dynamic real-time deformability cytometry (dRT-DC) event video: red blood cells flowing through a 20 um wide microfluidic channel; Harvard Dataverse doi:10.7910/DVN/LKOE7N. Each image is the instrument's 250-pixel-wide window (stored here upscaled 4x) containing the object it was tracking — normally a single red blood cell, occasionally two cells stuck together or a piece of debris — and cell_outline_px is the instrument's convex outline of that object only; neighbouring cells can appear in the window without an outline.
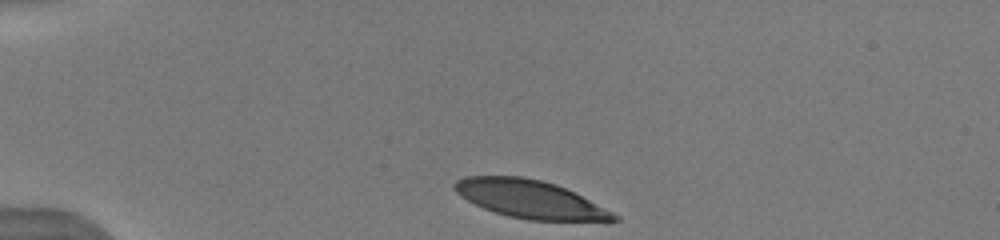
{"species": "human", "species_latin": "Homo sapiens", "temperature_condition": "warm", "stored_images_in_passage": 62, "camera_frame_rate_fps": 3000, "um_per_image_px": 0.085, "donor": {"sex": "male"}, "frame": {"image": 1, "passage_image": 1, "time_ms": 0.0, "image_size_px": [1000, 240], "cell_outline_px": [[620, 220], [528, 220], [508, 216], [484, 208], [460, 196], [452, 188], [452, 184], [456, 180], [464, 176], [524, 176], [556, 184], [576, 192], [620, 216]], "centroid_in_image_um": [45.03, 16.91], "position_along_channel_um": 40.0, "area_um2": 35.14}}
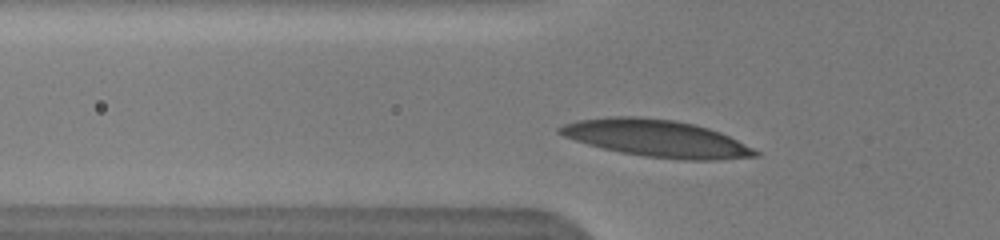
{"frame": {"image": 2, "passage_image": 9, "time_ms": 2.0, "image_size_px": [1000, 240], "cell_outline_px": [[760, 156], [716, 160], [684, 160], [644, 156], [620, 152], [588, 144], [564, 136], [556, 132], [556, 128], [564, 124], [580, 120], [612, 116], [636, 116], [672, 120], [696, 124], [720, 132], [760, 152]], "centroid_in_image_um": [55.81, 11.76], "position_along_channel_um": 70.0, "area_um2": 41.96}}
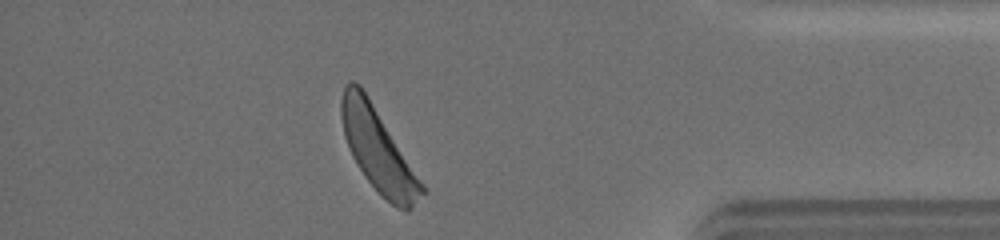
{"frame": {"image": 3, "passage_image": 56, "time_ms": 11.0, "image_size_px": [1000, 240], "cell_outline_px": [[428, 192], [408, 212], [396, 208], [364, 176], [352, 156], [344, 136], [340, 116], [340, 100], [344, 84], [348, 80], [352, 80], [360, 84], [424, 184]], "centroid_in_image_um": [32.14, 12.74], "position_along_channel_um": 403.1, "area_um2": 38.78}, "authors_computed_cell_mechanics": {"area_um2": 38.1191, "velocity_mm_per_s": 4.0156, "shape_relaxation_time_tau1_ms": 2.1874, "shape_relaxation_time_tau2_ms": null, "deformation_change_tau1": 0.1414, "deformation_change_tau2": null}}